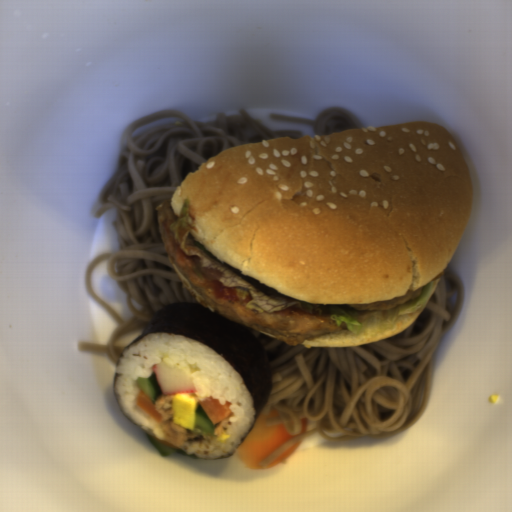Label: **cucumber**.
Wrapping results in <instances>:
<instances>
[{
    "mask_svg": "<svg viewBox=\"0 0 512 512\" xmlns=\"http://www.w3.org/2000/svg\"><path fill=\"white\" fill-rule=\"evenodd\" d=\"M133 381L138 386V388L152 401L154 405L163 394L154 372L150 377H138Z\"/></svg>",
    "mask_w": 512,
    "mask_h": 512,
    "instance_id": "8b760119",
    "label": "cucumber"
},
{
    "mask_svg": "<svg viewBox=\"0 0 512 512\" xmlns=\"http://www.w3.org/2000/svg\"><path fill=\"white\" fill-rule=\"evenodd\" d=\"M194 426H196L197 428L201 429L202 431H204L205 433L209 434L212 437L214 435V432H215V429H216V426H217V424L213 425V423L211 422V420L207 416L206 412L204 411V409L200 405L199 401H198V404H197V410H196Z\"/></svg>",
    "mask_w": 512,
    "mask_h": 512,
    "instance_id": "586b57bf",
    "label": "cucumber"
},
{
    "mask_svg": "<svg viewBox=\"0 0 512 512\" xmlns=\"http://www.w3.org/2000/svg\"><path fill=\"white\" fill-rule=\"evenodd\" d=\"M145 434H146L148 440L151 442V444L156 448V450L162 456H165V457L168 458V457H170L173 454H181V455L189 456V457H192V458L193 457H198L194 453L190 454V455H187L185 453V451L183 449H181V448H172V447H168V446H165V445L159 443L158 441L152 439L151 434H149L146 430H145Z\"/></svg>",
    "mask_w": 512,
    "mask_h": 512,
    "instance_id": "888e309b",
    "label": "cucumber"
}]
</instances>
